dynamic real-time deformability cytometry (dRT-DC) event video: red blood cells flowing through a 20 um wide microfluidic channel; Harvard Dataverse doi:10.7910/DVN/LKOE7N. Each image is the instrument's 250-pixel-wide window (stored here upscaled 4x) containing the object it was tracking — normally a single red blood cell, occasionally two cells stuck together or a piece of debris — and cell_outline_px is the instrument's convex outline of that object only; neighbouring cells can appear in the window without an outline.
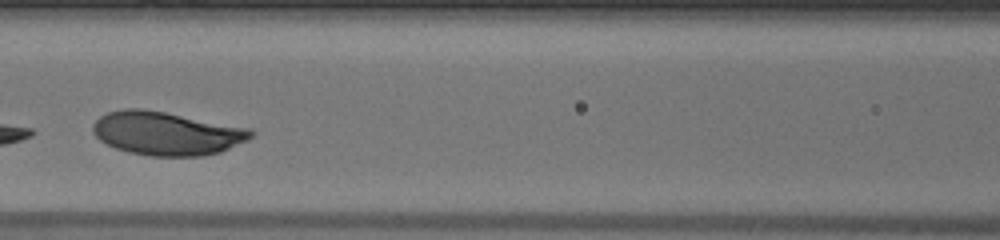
{"species": "human", "species_latin": "Homo sapiens", "temperature_condition": "warm", "stored_images_in_passage": 31, "camera_frame_rate_fps": 3000, "um_per_image_px": 0.085, "donor": {"sex": "male"}, "frame": {"image": 1, "passage_image": 12, "time_ms": 3.667, "image_size_px": [1000, 240], "cell_outline_px": [[256, 132], [248, 140], [220, 152], [204, 156], [148, 156], [128, 152], [116, 148], [100, 140], [92, 132], [92, 124], [100, 116], [108, 112], [124, 108], [140, 108], [164, 112], [252, 128]], "centroid_in_image_um": [14.18, 11.34], "position_along_channel_um": 152.4, "area_um2": 40.23}}
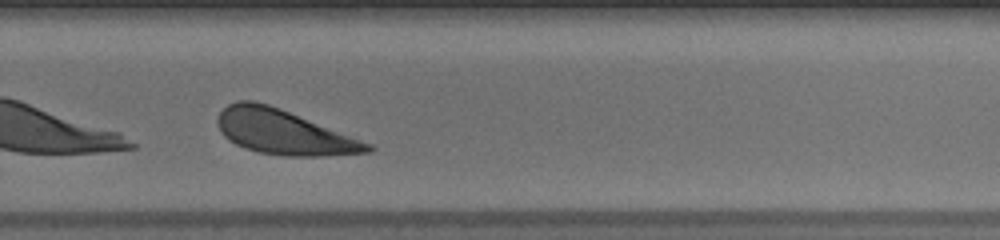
{"frame": {"image": 2, "passage_image": 23, "time_ms": 7.333, "image_size_px": [1000, 240], "cell_outline_px": [[376, 148], [372, 152], [324, 156], [284, 156], [260, 152], [244, 148], [228, 140], [220, 132], [216, 120], [220, 112], [228, 104], [236, 100], [252, 100], [268, 104], [280, 108], [372, 144]], "centroid_in_image_um": [24.1, 11.23], "position_along_channel_um": 305.7, "area_um2": 39.02}}
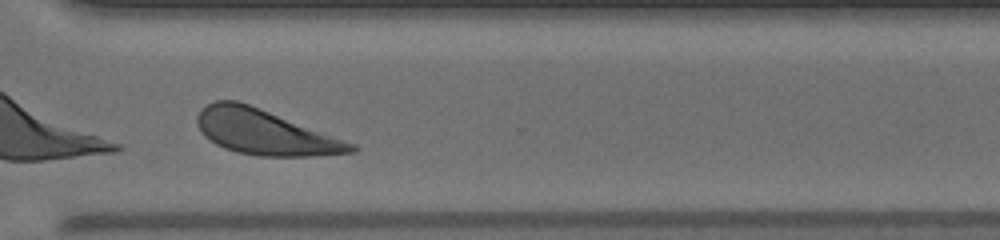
{"frame": {"image": 3, "passage_image": 26, "time_ms": 8.333, "image_size_px": [1000, 240], "cell_outline_px": [[360, 148], [356, 152], [312, 156], [260, 156], [236, 152], [224, 148], [216, 144], [204, 136], [200, 132], [196, 124], [196, 116], [200, 108], [216, 100], [236, 100], [260, 108], [356, 144]], "centroid_in_image_um": [22.49, 11.24], "position_along_channel_um": 348.1, "area_um2": 40.4}, "authors_computed_cell_mechanics": {"area_um2": 40.2288, "velocity_mm_per_s": 4.1879, "shape_relaxation_time_tau1_ms": 0.477, "shape_relaxation_time_tau2_ms": null, "deformation_change_tau1": 0.279, "deformation_change_tau2": null}}